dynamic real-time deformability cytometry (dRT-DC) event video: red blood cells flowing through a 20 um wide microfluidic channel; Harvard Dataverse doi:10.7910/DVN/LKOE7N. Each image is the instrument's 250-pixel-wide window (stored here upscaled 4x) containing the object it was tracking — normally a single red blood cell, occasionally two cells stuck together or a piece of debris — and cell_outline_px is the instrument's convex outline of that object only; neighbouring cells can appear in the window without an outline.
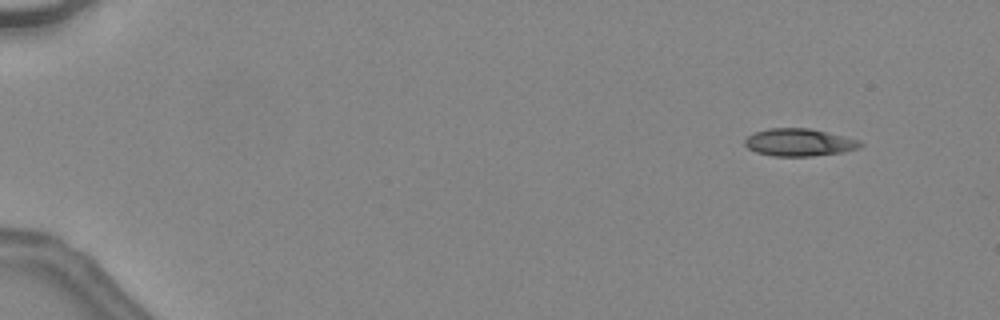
{"species": "common noctule bat (a hibernating species)", "species_latin": "Nyctalus noctula", "temperature_condition": "warm", "stored_images_in_passage": 8, "camera_frame_rate_fps": 3000, "um_per_image_px": 0.085, "animal": {"sex": "female", "body_mass_g": 24.6, "forearm_length_mm": 56.2}, "frame": {"image": 1, "passage_image": 4, "time_ms": 1.0, "image_size_px": [1000, 320], "cell_outline_px": [[864, 144], [860, 148], [844, 152], [812, 156], [772, 156], [756, 152], [748, 148], [744, 144], [744, 140], [752, 132], [768, 128], [808, 128], [844, 136], [860, 140]], "centroid_in_image_um": [67.92, 12.1], "position_along_channel_um": 17.1, "area_um2": 18.67}}